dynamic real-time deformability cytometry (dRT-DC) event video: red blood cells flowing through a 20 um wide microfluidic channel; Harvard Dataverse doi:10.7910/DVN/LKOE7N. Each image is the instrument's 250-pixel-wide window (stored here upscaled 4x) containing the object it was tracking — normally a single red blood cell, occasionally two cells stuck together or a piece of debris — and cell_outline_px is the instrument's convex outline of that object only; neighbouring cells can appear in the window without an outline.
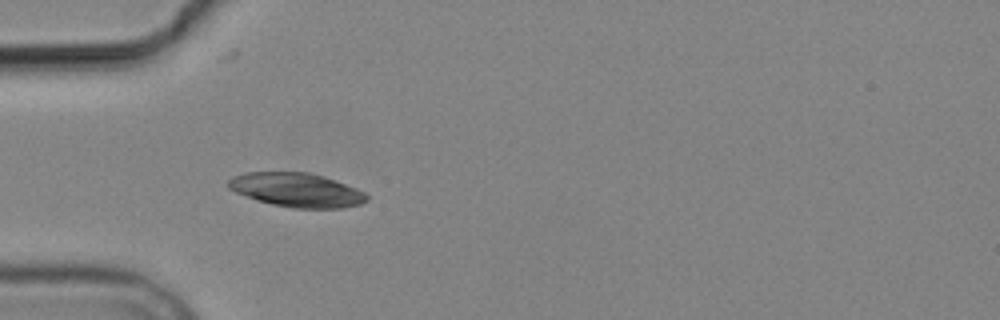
{"species": "common noctule bat (a hibernating species)", "species_latin": "Nyctalus noctula", "temperature_condition": "cold", "stored_images_in_passage": 2, "camera_frame_rate_fps": 3000, "um_per_image_px": 0.085, "animal": {"sex": "male", "body_mass_g": 19.2, "forearm_length_mm": 51.8}, "frame": {"image": 1, "passage_image": 1, "time_ms": 0.0, "image_size_px": [1000, 320], "cell_outline_px": [[368, 200], [360, 204], [340, 208], [292, 208], [272, 204], [256, 200], [236, 192], [228, 188], [228, 180], [232, 176], [244, 172], [308, 172], [324, 176], [356, 188], [364, 192], [368, 196]], "centroid_in_image_um": [25.2, 16.14], "position_along_channel_um": 59.8, "area_um2": 27.46}}
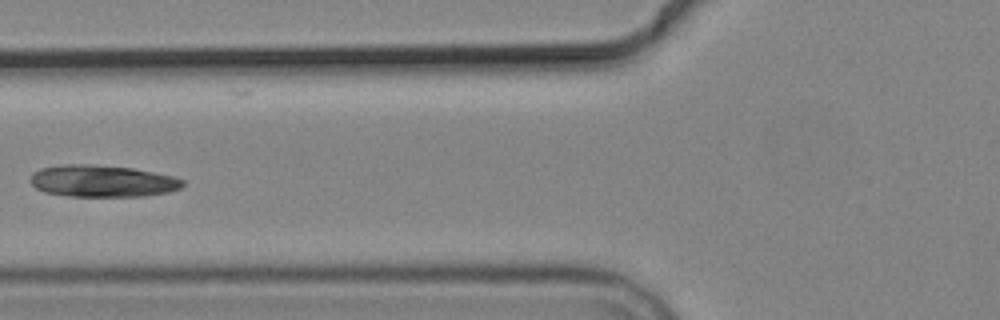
{"frame": {"image": 2, "passage_image": 2, "time_ms": 1.667, "image_size_px": [1000, 320], "cell_outline_px": [[184, 184], [180, 188], [168, 192], [144, 196], [68, 196], [44, 192], [36, 188], [28, 180], [32, 172], [40, 168], [64, 164], [92, 164], [132, 168], [172, 176], [184, 180]], "centroid_in_image_um": [8.65, 15.38], "position_along_channel_um": 117.2, "area_um2": 28.38}}